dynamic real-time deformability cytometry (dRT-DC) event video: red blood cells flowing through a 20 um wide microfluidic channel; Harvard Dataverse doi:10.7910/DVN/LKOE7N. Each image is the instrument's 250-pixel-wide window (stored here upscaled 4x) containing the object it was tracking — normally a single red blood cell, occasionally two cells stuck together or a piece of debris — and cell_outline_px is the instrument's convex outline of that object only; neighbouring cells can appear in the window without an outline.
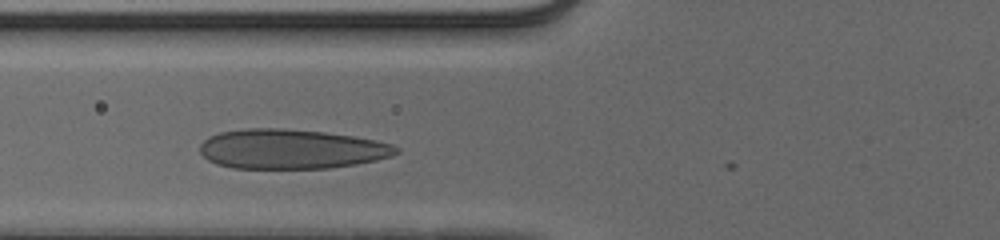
{"species": "human", "species_latin": "Homo sapiens", "temperature_condition": "cold", "stored_images_in_passage": 16, "camera_frame_rate_fps": 3000, "um_per_image_px": 0.085, "donor": {"sex": "male"}, "frame": {"image": 1, "passage_image": 4, "time_ms": 1.0, "image_size_px": [1000, 240], "cell_outline_px": [[400, 152], [392, 156], [376, 160], [356, 164], [328, 168], [232, 168], [216, 164], [208, 160], [200, 152], [200, 144], [208, 136], [220, 132], [244, 128], [280, 128], [324, 132], [352, 136], [376, 140], [392, 144], [400, 148]], "centroid_in_image_um": [24.75, 12.67], "position_along_channel_um": 101.1, "area_um2": 45.49}}
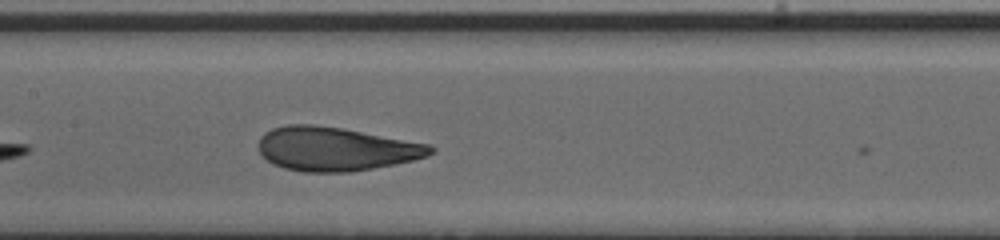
{"frame": {"image": 2, "passage_image": 10, "time_ms": 3.0, "image_size_px": [1000, 240], "cell_outline_px": [[436, 152], [428, 156], [396, 164], [348, 172], [304, 172], [284, 168], [272, 164], [260, 152], [260, 136], [264, 132], [272, 128], [288, 124], [312, 124], [340, 128], [428, 144], [436, 148]], "centroid_in_image_um": [28.53, 12.66], "position_along_channel_um": 178.9, "area_um2": 43.64}}
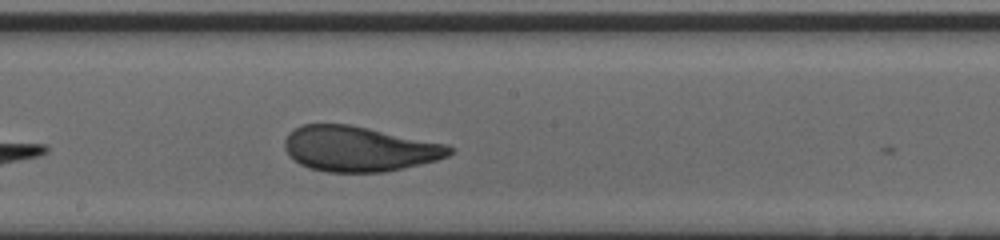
{"frame": {"image": 3, "passage_image": 13, "time_ms": 4.0, "image_size_px": [1000, 240], "cell_outline_px": [[452, 152], [448, 156], [436, 160], [404, 168], [384, 172], [328, 172], [308, 168], [300, 164], [284, 148], [284, 140], [296, 128], [304, 124], [348, 124], [448, 144], [452, 148]], "centroid_in_image_um": [30.54, 12.66], "position_along_channel_um": 217.7, "area_um2": 43.06}}